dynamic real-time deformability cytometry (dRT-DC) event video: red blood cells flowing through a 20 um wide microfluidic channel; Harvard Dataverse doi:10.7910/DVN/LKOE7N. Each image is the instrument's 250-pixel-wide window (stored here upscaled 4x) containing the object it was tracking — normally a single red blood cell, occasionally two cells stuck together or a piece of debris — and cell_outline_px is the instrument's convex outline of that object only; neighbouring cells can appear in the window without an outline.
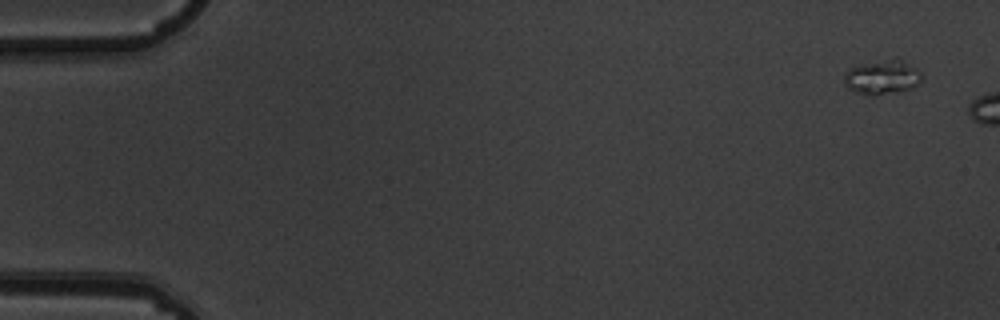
{"species": "common noctule bat (a hibernating species)", "species_latin": "Nyctalus noctula", "temperature_condition": "warm", "stored_images_in_passage": 4, "camera_frame_rate_fps": 3000, "um_per_image_px": 0.085, "animal": {"sex": "male", "body_mass_g": 19.5, "forearm_length_mm": 54.6}, "frame": {"image": 1, "passage_image": 1, "time_ms": 0.0, "image_size_px": [1000, 320], "cell_outline_px": [[924, 76], [920, 84], [912, 88], [896, 92], [872, 96], [848, 88], [844, 84], [844, 76], [848, 68], [892, 56], [896, 56], [916, 68]], "centroid_in_image_um": [75.04, 6.53], "position_along_channel_um": 10.0, "area_um2": 15.9}}